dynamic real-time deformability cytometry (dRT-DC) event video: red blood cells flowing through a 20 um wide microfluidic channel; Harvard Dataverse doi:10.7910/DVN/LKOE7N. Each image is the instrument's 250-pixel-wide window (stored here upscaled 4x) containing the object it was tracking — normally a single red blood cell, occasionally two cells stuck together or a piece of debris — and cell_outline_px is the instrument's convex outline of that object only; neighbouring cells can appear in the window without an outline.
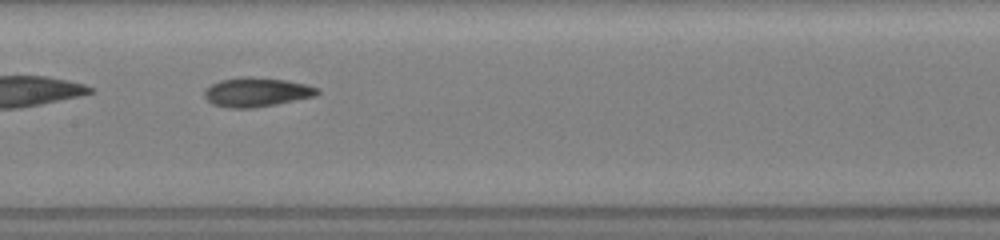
{"species": "common noctule bat (a hibernating species)", "species_latin": "Nyctalus noctula", "temperature_condition": "room temperature", "stored_images_in_passage": 17, "camera_frame_rate_fps": 3000, "um_per_image_px": 0.085, "animal": {"sex": "female", "body_mass_g": 19.5, "forearm_length_mm": 54.1}, "frame": {"image": 1, "passage_image": 6, "time_ms": 2.667, "image_size_px": [1000, 240], "cell_outline_px": [[320, 92], [316, 96], [276, 104], [252, 108], [228, 108], [212, 104], [204, 96], [204, 88], [220, 80], [248, 76], [252, 76], [284, 80], [304, 84], [320, 88]], "centroid_in_image_um": [21.8, 7.83], "position_along_channel_um": 185.6, "area_um2": 19.25}}